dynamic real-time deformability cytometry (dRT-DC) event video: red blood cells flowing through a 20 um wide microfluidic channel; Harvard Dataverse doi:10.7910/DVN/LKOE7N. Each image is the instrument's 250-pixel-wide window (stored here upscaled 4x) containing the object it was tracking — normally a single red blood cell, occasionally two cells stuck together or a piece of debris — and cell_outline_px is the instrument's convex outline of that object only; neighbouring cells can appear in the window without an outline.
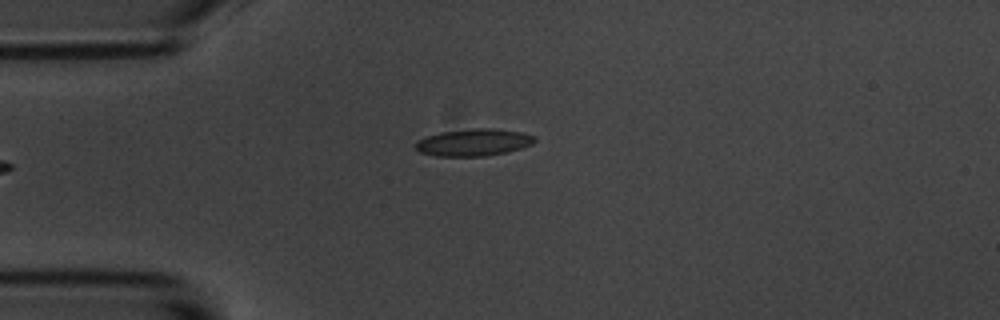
{"species": "common noctule bat (a hibernating species)", "species_latin": "Nyctalus noctula", "temperature_condition": "room temperature", "stored_images_in_passage": 2, "camera_frame_rate_fps": 3000, "um_per_image_px": 0.085, "animal": {"sex": "male", "body_mass_g": 20.1, "forearm_length_mm": 53.5}, "frame": {"image": 1, "passage_image": 2, "time_ms": 2.0, "image_size_px": [1000, 320], "cell_outline_px": [[536, 140], [532, 144], [508, 152], [484, 156], [436, 156], [420, 152], [416, 148], [416, 140], [440, 132], [472, 128], [492, 128], [520, 132], [536, 136]], "centroid_in_image_um": [40.26, 12.1], "position_along_channel_um": 44.7, "area_um2": 18.79}}